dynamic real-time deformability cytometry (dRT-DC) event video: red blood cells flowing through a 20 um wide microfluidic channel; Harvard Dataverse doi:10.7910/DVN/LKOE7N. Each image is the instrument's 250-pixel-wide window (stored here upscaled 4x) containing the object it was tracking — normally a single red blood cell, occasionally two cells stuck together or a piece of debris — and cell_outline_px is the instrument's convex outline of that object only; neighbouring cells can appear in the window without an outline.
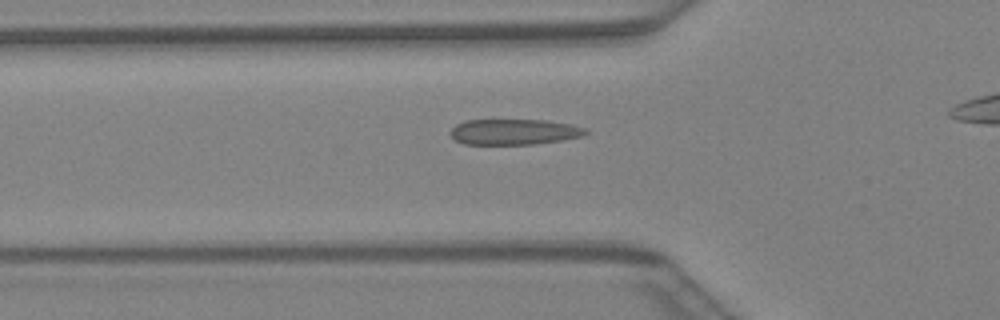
{"species": "Egyptian fruit bat (a non-hibernating species)", "species_latin": "Rousettus aegyptiacus", "temperature_condition": "warm", "stored_images_in_passage": 33, "camera_frame_rate_fps": 3000, "um_per_image_px": 0.085, "animal": {"sex": "female"}, "frame": {"image": 1, "passage_image": 10, "time_ms": 3.0, "image_size_px": [1000, 320], "cell_outline_px": [[588, 132], [584, 136], [560, 140], [532, 144], [464, 144], [456, 140], [448, 132], [456, 124], [464, 120], [548, 120], [588, 128]], "centroid_in_image_um": [43.69, 11.2], "position_along_channel_um": 82.1, "area_um2": 20.23}}
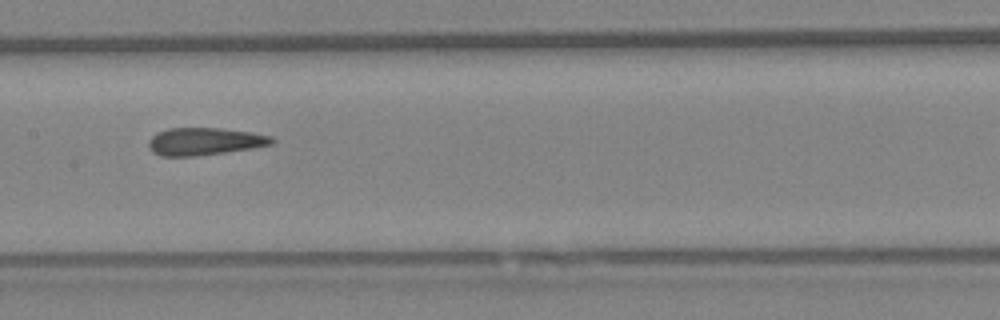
{"frame": {"image": 2, "passage_image": 17, "time_ms": 5.333, "image_size_px": [1000, 320], "cell_outline_px": [[276, 140], [272, 144], [252, 148], [196, 156], [160, 156], [152, 152], [148, 148], [148, 140], [156, 132], [168, 128], [220, 128], [252, 132], [272, 136]], "centroid_in_image_um": [17.36, 12.01], "position_along_channel_um": 190.0, "area_um2": 19.88}}
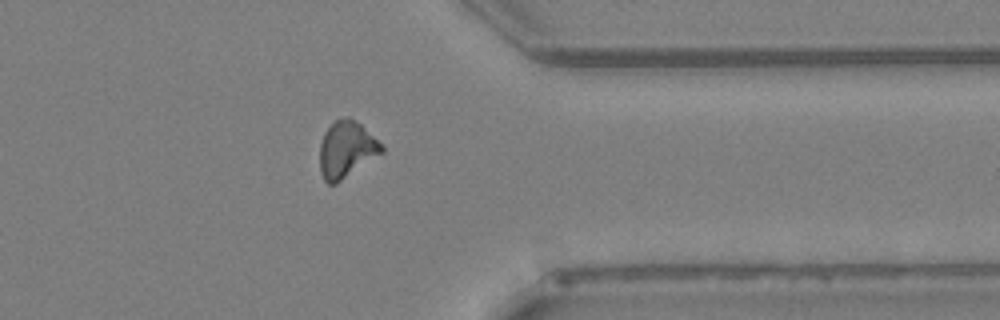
{"frame": {"image": 3, "passage_image": 30, "time_ms": 9.667, "image_size_px": [1000, 320], "cell_outline_px": [[384, 152], [336, 184], [328, 184], [324, 180], [320, 172], [320, 144], [324, 132], [340, 116], [348, 116], [360, 124], [384, 144]], "centroid_in_image_um": [29.46, 12.7], "position_along_channel_um": 381.9, "area_um2": 20.58}}